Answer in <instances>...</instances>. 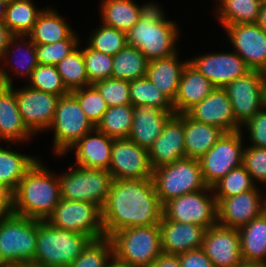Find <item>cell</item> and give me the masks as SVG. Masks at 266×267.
Instances as JSON below:
<instances>
[{
  "instance_id": "60d3db41",
  "label": "cell",
  "mask_w": 266,
  "mask_h": 267,
  "mask_svg": "<svg viewBox=\"0 0 266 267\" xmlns=\"http://www.w3.org/2000/svg\"><path fill=\"white\" fill-rule=\"evenodd\" d=\"M27 82V86L38 91L58 96L70 93L64 85L56 65L39 64L33 70L31 78Z\"/></svg>"
},
{
  "instance_id": "7a4b0ae2",
  "label": "cell",
  "mask_w": 266,
  "mask_h": 267,
  "mask_svg": "<svg viewBox=\"0 0 266 267\" xmlns=\"http://www.w3.org/2000/svg\"><path fill=\"white\" fill-rule=\"evenodd\" d=\"M41 160L26 172L12 193V213L37 220H46L61 200L58 174Z\"/></svg>"
},
{
  "instance_id": "7402d4cb",
  "label": "cell",
  "mask_w": 266,
  "mask_h": 267,
  "mask_svg": "<svg viewBox=\"0 0 266 267\" xmlns=\"http://www.w3.org/2000/svg\"><path fill=\"white\" fill-rule=\"evenodd\" d=\"M161 248L164 254L178 255L202 247L207 228L197 224L160 220Z\"/></svg>"
},
{
  "instance_id": "7bdbcfd3",
  "label": "cell",
  "mask_w": 266,
  "mask_h": 267,
  "mask_svg": "<svg viewBox=\"0 0 266 267\" xmlns=\"http://www.w3.org/2000/svg\"><path fill=\"white\" fill-rule=\"evenodd\" d=\"M113 255L109 237L92 240L69 267H105Z\"/></svg>"
},
{
  "instance_id": "277c9868",
  "label": "cell",
  "mask_w": 266,
  "mask_h": 267,
  "mask_svg": "<svg viewBox=\"0 0 266 267\" xmlns=\"http://www.w3.org/2000/svg\"><path fill=\"white\" fill-rule=\"evenodd\" d=\"M36 253L32 261L39 267H69L93 240L88 235L56 228L36 219Z\"/></svg>"
},
{
  "instance_id": "8992f818",
  "label": "cell",
  "mask_w": 266,
  "mask_h": 267,
  "mask_svg": "<svg viewBox=\"0 0 266 267\" xmlns=\"http://www.w3.org/2000/svg\"><path fill=\"white\" fill-rule=\"evenodd\" d=\"M61 199L85 201L103 208L112 186L111 173L103 169L83 168L78 165L69 167L58 175Z\"/></svg>"
},
{
  "instance_id": "e575fe53",
  "label": "cell",
  "mask_w": 266,
  "mask_h": 267,
  "mask_svg": "<svg viewBox=\"0 0 266 267\" xmlns=\"http://www.w3.org/2000/svg\"><path fill=\"white\" fill-rule=\"evenodd\" d=\"M148 60L136 47L126 45L115 56L112 62V78L132 81L147 74Z\"/></svg>"
},
{
  "instance_id": "4dcf8cb0",
  "label": "cell",
  "mask_w": 266,
  "mask_h": 267,
  "mask_svg": "<svg viewBox=\"0 0 266 267\" xmlns=\"http://www.w3.org/2000/svg\"><path fill=\"white\" fill-rule=\"evenodd\" d=\"M100 4L102 24L126 33L152 3L139 5L133 0H102Z\"/></svg>"
},
{
  "instance_id": "c3c4849f",
  "label": "cell",
  "mask_w": 266,
  "mask_h": 267,
  "mask_svg": "<svg viewBox=\"0 0 266 267\" xmlns=\"http://www.w3.org/2000/svg\"><path fill=\"white\" fill-rule=\"evenodd\" d=\"M243 166L251 175L253 182L264 183L266 186V148L249 146L243 151Z\"/></svg>"
},
{
  "instance_id": "11a10c76",
  "label": "cell",
  "mask_w": 266,
  "mask_h": 267,
  "mask_svg": "<svg viewBox=\"0 0 266 267\" xmlns=\"http://www.w3.org/2000/svg\"><path fill=\"white\" fill-rule=\"evenodd\" d=\"M105 267H134L131 264L118 259L114 254L108 260Z\"/></svg>"
},
{
  "instance_id": "f907efd6",
  "label": "cell",
  "mask_w": 266,
  "mask_h": 267,
  "mask_svg": "<svg viewBox=\"0 0 266 267\" xmlns=\"http://www.w3.org/2000/svg\"><path fill=\"white\" fill-rule=\"evenodd\" d=\"M178 258L182 267H215L201 248L178 254Z\"/></svg>"
},
{
  "instance_id": "d4e9b609",
  "label": "cell",
  "mask_w": 266,
  "mask_h": 267,
  "mask_svg": "<svg viewBox=\"0 0 266 267\" xmlns=\"http://www.w3.org/2000/svg\"><path fill=\"white\" fill-rule=\"evenodd\" d=\"M32 136L34 135L23 123L14 87L0 84V141L12 145L29 141Z\"/></svg>"
},
{
  "instance_id": "8fae6325",
  "label": "cell",
  "mask_w": 266,
  "mask_h": 267,
  "mask_svg": "<svg viewBox=\"0 0 266 267\" xmlns=\"http://www.w3.org/2000/svg\"><path fill=\"white\" fill-rule=\"evenodd\" d=\"M46 221L56 228L88 235L93 240L105 237L102 208L94 203L61 199Z\"/></svg>"
},
{
  "instance_id": "681fc988",
  "label": "cell",
  "mask_w": 266,
  "mask_h": 267,
  "mask_svg": "<svg viewBox=\"0 0 266 267\" xmlns=\"http://www.w3.org/2000/svg\"><path fill=\"white\" fill-rule=\"evenodd\" d=\"M248 131L250 143L257 148H266V107L264 106L243 126ZM248 129V130H247Z\"/></svg>"
},
{
  "instance_id": "f35d334b",
  "label": "cell",
  "mask_w": 266,
  "mask_h": 267,
  "mask_svg": "<svg viewBox=\"0 0 266 267\" xmlns=\"http://www.w3.org/2000/svg\"><path fill=\"white\" fill-rule=\"evenodd\" d=\"M56 67L64 85L70 92L91 85L86 73L83 48L80 49L78 46L56 64Z\"/></svg>"
},
{
  "instance_id": "ee69618b",
  "label": "cell",
  "mask_w": 266,
  "mask_h": 267,
  "mask_svg": "<svg viewBox=\"0 0 266 267\" xmlns=\"http://www.w3.org/2000/svg\"><path fill=\"white\" fill-rule=\"evenodd\" d=\"M81 105L87 118L94 126L101 120L103 114L108 110L106 101L96 87L91 84L83 88L71 91Z\"/></svg>"
},
{
  "instance_id": "484cf974",
  "label": "cell",
  "mask_w": 266,
  "mask_h": 267,
  "mask_svg": "<svg viewBox=\"0 0 266 267\" xmlns=\"http://www.w3.org/2000/svg\"><path fill=\"white\" fill-rule=\"evenodd\" d=\"M174 114L175 111H164L156 107H134L133 122L128 138L140 147L148 149Z\"/></svg>"
},
{
  "instance_id": "816d5d0a",
  "label": "cell",
  "mask_w": 266,
  "mask_h": 267,
  "mask_svg": "<svg viewBox=\"0 0 266 267\" xmlns=\"http://www.w3.org/2000/svg\"><path fill=\"white\" fill-rule=\"evenodd\" d=\"M149 267H182L178 255L162 253Z\"/></svg>"
},
{
  "instance_id": "9f6ffc18",
  "label": "cell",
  "mask_w": 266,
  "mask_h": 267,
  "mask_svg": "<svg viewBox=\"0 0 266 267\" xmlns=\"http://www.w3.org/2000/svg\"><path fill=\"white\" fill-rule=\"evenodd\" d=\"M256 24L266 32V4H262Z\"/></svg>"
},
{
  "instance_id": "52a82bcc",
  "label": "cell",
  "mask_w": 266,
  "mask_h": 267,
  "mask_svg": "<svg viewBox=\"0 0 266 267\" xmlns=\"http://www.w3.org/2000/svg\"><path fill=\"white\" fill-rule=\"evenodd\" d=\"M152 179L162 205L170 199L208 187L199 160L191 158H183L153 169Z\"/></svg>"
},
{
  "instance_id": "4fadbf2b",
  "label": "cell",
  "mask_w": 266,
  "mask_h": 267,
  "mask_svg": "<svg viewBox=\"0 0 266 267\" xmlns=\"http://www.w3.org/2000/svg\"><path fill=\"white\" fill-rule=\"evenodd\" d=\"M265 86L266 74L251 70L223 87L230 99L235 121L240 126L265 106Z\"/></svg>"
},
{
  "instance_id": "f6af8a7d",
  "label": "cell",
  "mask_w": 266,
  "mask_h": 267,
  "mask_svg": "<svg viewBox=\"0 0 266 267\" xmlns=\"http://www.w3.org/2000/svg\"><path fill=\"white\" fill-rule=\"evenodd\" d=\"M79 37L74 32L69 38L52 44H36L38 64L56 65L64 57L74 51L80 44Z\"/></svg>"
},
{
  "instance_id": "30bf717a",
  "label": "cell",
  "mask_w": 266,
  "mask_h": 267,
  "mask_svg": "<svg viewBox=\"0 0 266 267\" xmlns=\"http://www.w3.org/2000/svg\"><path fill=\"white\" fill-rule=\"evenodd\" d=\"M163 216L170 221L210 228L218 224L217 200L212 187L183 194L163 205Z\"/></svg>"
},
{
  "instance_id": "44dd1931",
  "label": "cell",
  "mask_w": 266,
  "mask_h": 267,
  "mask_svg": "<svg viewBox=\"0 0 266 267\" xmlns=\"http://www.w3.org/2000/svg\"><path fill=\"white\" fill-rule=\"evenodd\" d=\"M187 114L194 120L221 128L225 132H235L243 128L235 121L232 105L223 87H215L201 102Z\"/></svg>"
},
{
  "instance_id": "f5cc1de1",
  "label": "cell",
  "mask_w": 266,
  "mask_h": 267,
  "mask_svg": "<svg viewBox=\"0 0 266 267\" xmlns=\"http://www.w3.org/2000/svg\"><path fill=\"white\" fill-rule=\"evenodd\" d=\"M12 213V195H0V224Z\"/></svg>"
},
{
  "instance_id": "d6986e66",
  "label": "cell",
  "mask_w": 266,
  "mask_h": 267,
  "mask_svg": "<svg viewBox=\"0 0 266 267\" xmlns=\"http://www.w3.org/2000/svg\"><path fill=\"white\" fill-rule=\"evenodd\" d=\"M201 249L215 267H237L243 263L238 229L219 224L208 228Z\"/></svg>"
},
{
  "instance_id": "8d00e7d4",
  "label": "cell",
  "mask_w": 266,
  "mask_h": 267,
  "mask_svg": "<svg viewBox=\"0 0 266 267\" xmlns=\"http://www.w3.org/2000/svg\"><path fill=\"white\" fill-rule=\"evenodd\" d=\"M129 94L133 107L146 106L174 111L172 101L147 76L129 81Z\"/></svg>"
},
{
  "instance_id": "1f68e13d",
  "label": "cell",
  "mask_w": 266,
  "mask_h": 267,
  "mask_svg": "<svg viewBox=\"0 0 266 267\" xmlns=\"http://www.w3.org/2000/svg\"><path fill=\"white\" fill-rule=\"evenodd\" d=\"M74 32L57 10L45 7L28 36L35 44H52L69 38Z\"/></svg>"
},
{
  "instance_id": "ac0fdd59",
  "label": "cell",
  "mask_w": 266,
  "mask_h": 267,
  "mask_svg": "<svg viewBox=\"0 0 266 267\" xmlns=\"http://www.w3.org/2000/svg\"><path fill=\"white\" fill-rule=\"evenodd\" d=\"M215 87H224L251 69L236 52L207 53L188 59Z\"/></svg>"
},
{
  "instance_id": "91938a15",
  "label": "cell",
  "mask_w": 266,
  "mask_h": 267,
  "mask_svg": "<svg viewBox=\"0 0 266 267\" xmlns=\"http://www.w3.org/2000/svg\"><path fill=\"white\" fill-rule=\"evenodd\" d=\"M237 267H260V266L248 264V263H242L241 265H239Z\"/></svg>"
},
{
  "instance_id": "2e32d148",
  "label": "cell",
  "mask_w": 266,
  "mask_h": 267,
  "mask_svg": "<svg viewBox=\"0 0 266 267\" xmlns=\"http://www.w3.org/2000/svg\"><path fill=\"white\" fill-rule=\"evenodd\" d=\"M224 30L248 67L266 74V32L256 23L229 25Z\"/></svg>"
},
{
  "instance_id": "9c48e42d",
  "label": "cell",
  "mask_w": 266,
  "mask_h": 267,
  "mask_svg": "<svg viewBox=\"0 0 266 267\" xmlns=\"http://www.w3.org/2000/svg\"><path fill=\"white\" fill-rule=\"evenodd\" d=\"M36 243V219L11 213L0 224V253L6 264H32Z\"/></svg>"
},
{
  "instance_id": "9a60e30c",
  "label": "cell",
  "mask_w": 266,
  "mask_h": 267,
  "mask_svg": "<svg viewBox=\"0 0 266 267\" xmlns=\"http://www.w3.org/2000/svg\"><path fill=\"white\" fill-rule=\"evenodd\" d=\"M113 179L152 178L148 149L140 147L129 138L114 139L108 170Z\"/></svg>"
},
{
  "instance_id": "680465c9",
  "label": "cell",
  "mask_w": 266,
  "mask_h": 267,
  "mask_svg": "<svg viewBox=\"0 0 266 267\" xmlns=\"http://www.w3.org/2000/svg\"><path fill=\"white\" fill-rule=\"evenodd\" d=\"M3 267H28V264H5Z\"/></svg>"
},
{
  "instance_id": "bcb514c9",
  "label": "cell",
  "mask_w": 266,
  "mask_h": 267,
  "mask_svg": "<svg viewBox=\"0 0 266 267\" xmlns=\"http://www.w3.org/2000/svg\"><path fill=\"white\" fill-rule=\"evenodd\" d=\"M83 58L90 84L112 78L113 56L86 46L83 48Z\"/></svg>"
},
{
  "instance_id": "4316f807",
  "label": "cell",
  "mask_w": 266,
  "mask_h": 267,
  "mask_svg": "<svg viewBox=\"0 0 266 267\" xmlns=\"http://www.w3.org/2000/svg\"><path fill=\"white\" fill-rule=\"evenodd\" d=\"M215 86L189 62L186 64L172 102L175 114H185L203 101Z\"/></svg>"
},
{
  "instance_id": "03108f58",
  "label": "cell",
  "mask_w": 266,
  "mask_h": 267,
  "mask_svg": "<svg viewBox=\"0 0 266 267\" xmlns=\"http://www.w3.org/2000/svg\"><path fill=\"white\" fill-rule=\"evenodd\" d=\"M28 267H39V266H36V265H33V264H28Z\"/></svg>"
},
{
  "instance_id": "5b68a950",
  "label": "cell",
  "mask_w": 266,
  "mask_h": 267,
  "mask_svg": "<svg viewBox=\"0 0 266 267\" xmlns=\"http://www.w3.org/2000/svg\"><path fill=\"white\" fill-rule=\"evenodd\" d=\"M109 238L113 254L134 267H149L163 253L159 224L125 228Z\"/></svg>"
},
{
  "instance_id": "5bb4252c",
  "label": "cell",
  "mask_w": 266,
  "mask_h": 267,
  "mask_svg": "<svg viewBox=\"0 0 266 267\" xmlns=\"http://www.w3.org/2000/svg\"><path fill=\"white\" fill-rule=\"evenodd\" d=\"M14 90L19 112L28 130L33 135L44 130L48 131L60 96L38 91L27 85Z\"/></svg>"
},
{
  "instance_id": "ba28073f",
  "label": "cell",
  "mask_w": 266,
  "mask_h": 267,
  "mask_svg": "<svg viewBox=\"0 0 266 267\" xmlns=\"http://www.w3.org/2000/svg\"><path fill=\"white\" fill-rule=\"evenodd\" d=\"M53 130V151L56 156L67 154L68 149L85 134L95 129L76 97L70 92L60 96L55 116L50 126Z\"/></svg>"
},
{
  "instance_id": "d6a6232c",
  "label": "cell",
  "mask_w": 266,
  "mask_h": 267,
  "mask_svg": "<svg viewBox=\"0 0 266 267\" xmlns=\"http://www.w3.org/2000/svg\"><path fill=\"white\" fill-rule=\"evenodd\" d=\"M38 158L0 147V185L13 193Z\"/></svg>"
},
{
  "instance_id": "b9f144b4",
  "label": "cell",
  "mask_w": 266,
  "mask_h": 267,
  "mask_svg": "<svg viewBox=\"0 0 266 267\" xmlns=\"http://www.w3.org/2000/svg\"><path fill=\"white\" fill-rule=\"evenodd\" d=\"M86 45L96 51L115 56L127 45L126 35L125 32L102 24L96 30H92Z\"/></svg>"
},
{
  "instance_id": "7dc6e473",
  "label": "cell",
  "mask_w": 266,
  "mask_h": 267,
  "mask_svg": "<svg viewBox=\"0 0 266 267\" xmlns=\"http://www.w3.org/2000/svg\"><path fill=\"white\" fill-rule=\"evenodd\" d=\"M108 107L131 104L129 81L107 78L93 84Z\"/></svg>"
},
{
  "instance_id": "f546056e",
  "label": "cell",
  "mask_w": 266,
  "mask_h": 267,
  "mask_svg": "<svg viewBox=\"0 0 266 267\" xmlns=\"http://www.w3.org/2000/svg\"><path fill=\"white\" fill-rule=\"evenodd\" d=\"M185 158L199 160L225 133L221 128L208 125L183 114Z\"/></svg>"
},
{
  "instance_id": "94428289",
  "label": "cell",
  "mask_w": 266,
  "mask_h": 267,
  "mask_svg": "<svg viewBox=\"0 0 266 267\" xmlns=\"http://www.w3.org/2000/svg\"><path fill=\"white\" fill-rule=\"evenodd\" d=\"M0 195H12L11 193L5 191L3 187L0 185Z\"/></svg>"
},
{
  "instance_id": "d590c367",
  "label": "cell",
  "mask_w": 266,
  "mask_h": 267,
  "mask_svg": "<svg viewBox=\"0 0 266 267\" xmlns=\"http://www.w3.org/2000/svg\"><path fill=\"white\" fill-rule=\"evenodd\" d=\"M43 9L35 7L32 0H12L7 4L3 23L12 35H28Z\"/></svg>"
},
{
  "instance_id": "6f0895ef",
  "label": "cell",
  "mask_w": 266,
  "mask_h": 267,
  "mask_svg": "<svg viewBox=\"0 0 266 267\" xmlns=\"http://www.w3.org/2000/svg\"><path fill=\"white\" fill-rule=\"evenodd\" d=\"M7 3L0 0V22L4 21Z\"/></svg>"
},
{
  "instance_id": "be15d7a7",
  "label": "cell",
  "mask_w": 266,
  "mask_h": 267,
  "mask_svg": "<svg viewBox=\"0 0 266 267\" xmlns=\"http://www.w3.org/2000/svg\"><path fill=\"white\" fill-rule=\"evenodd\" d=\"M264 105L266 107V86H265V99H264Z\"/></svg>"
},
{
  "instance_id": "e0dca14e",
  "label": "cell",
  "mask_w": 266,
  "mask_h": 267,
  "mask_svg": "<svg viewBox=\"0 0 266 267\" xmlns=\"http://www.w3.org/2000/svg\"><path fill=\"white\" fill-rule=\"evenodd\" d=\"M259 188L248 190L232 197L217 200L218 224L239 229L266 210Z\"/></svg>"
},
{
  "instance_id": "74e56055",
  "label": "cell",
  "mask_w": 266,
  "mask_h": 267,
  "mask_svg": "<svg viewBox=\"0 0 266 267\" xmlns=\"http://www.w3.org/2000/svg\"><path fill=\"white\" fill-rule=\"evenodd\" d=\"M134 115L131 104L108 107L95 128L114 139L128 138Z\"/></svg>"
},
{
  "instance_id": "db71d44e",
  "label": "cell",
  "mask_w": 266,
  "mask_h": 267,
  "mask_svg": "<svg viewBox=\"0 0 266 267\" xmlns=\"http://www.w3.org/2000/svg\"><path fill=\"white\" fill-rule=\"evenodd\" d=\"M11 36L12 34L7 26L3 22H0V61L4 57Z\"/></svg>"
},
{
  "instance_id": "6125c7cd",
  "label": "cell",
  "mask_w": 266,
  "mask_h": 267,
  "mask_svg": "<svg viewBox=\"0 0 266 267\" xmlns=\"http://www.w3.org/2000/svg\"><path fill=\"white\" fill-rule=\"evenodd\" d=\"M6 263L2 260L1 253H0V267H3Z\"/></svg>"
},
{
  "instance_id": "83f0119b",
  "label": "cell",
  "mask_w": 266,
  "mask_h": 267,
  "mask_svg": "<svg viewBox=\"0 0 266 267\" xmlns=\"http://www.w3.org/2000/svg\"><path fill=\"white\" fill-rule=\"evenodd\" d=\"M238 232L243 263L266 267V210Z\"/></svg>"
},
{
  "instance_id": "6da1fadb",
  "label": "cell",
  "mask_w": 266,
  "mask_h": 267,
  "mask_svg": "<svg viewBox=\"0 0 266 267\" xmlns=\"http://www.w3.org/2000/svg\"><path fill=\"white\" fill-rule=\"evenodd\" d=\"M162 216L152 178L113 180L102 208L105 237L129 227L157 225Z\"/></svg>"
},
{
  "instance_id": "ffe728a7",
  "label": "cell",
  "mask_w": 266,
  "mask_h": 267,
  "mask_svg": "<svg viewBox=\"0 0 266 267\" xmlns=\"http://www.w3.org/2000/svg\"><path fill=\"white\" fill-rule=\"evenodd\" d=\"M152 169L185 158L183 114H174L165 124L161 134L148 148Z\"/></svg>"
},
{
  "instance_id": "cb8c5ba5",
  "label": "cell",
  "mask_w": 266,
  "mask_h": 267,
  "mask_svg": "<svg viewBox=\"0 0 266 267\" xmlns=\"http://www.w3.org/2000/svg\"><path fill=\"white\" fill-rule=\"evenodd\" d=\"M113 142L114 138L108 137L95 128L71 146L67 152L75 150V165L108 171Z\"/></svg>"
},
{
  "instance_id": "e7e4bbea",
  "label": "cell",
  "mask_w": 266,
  "mask_h": 267,
  "mask_svg": "<svg viewBox=\"0 0 266 267\" xmlns=\"http://www.w3.org/2000/svg\"><path fill=\"white\" fill-rule=\"evenodd\" d=\"M1 1H3V2L9 4L12 0H1Z\"/></svg>"
},
{
  "instance_id": "3957f363",
  "label": "cell",
  "mask_w": 266,
  "mask_h": 267,
  "mask_svg": "<svg viewBox=\"0 0 266 267\" xmlns=\"http://www.w3.org/2000/svg\"><path fill=\"white\" fill-rule=\"evenodd\" d=\"M179 25L166 19L163 8L152 2L137 23L125 33L127 45L138 48L148 61L178 53Z\"/></svg>"
},
{
  "instance_id": "7c38bea8",
  "label": "cell",
  "mask_w": 266,
  "mask_h": 267,
  "mask_svg": "<svg viewBox=\"0 0 266 267\" xmlns=\"http://www.w3.org/2000/svg\"><path fill=\"white\" fill-rule=\"evenodd\" d=\"M243 131L225 132L199 159L205 183L212 187L232 169L243 165Z\"/></svg>"
},
{
  "instance_id": "ab89813d",
  "label": "cell",
  "mask_w": 266,
  "mask_h": 267,
  "mask_svg": "<svg viewBox=\"0 0 266 267\" xmlns=\"http://www.w3.org/2000/svg\"><path fill=\"white\" fill-rule=\"evenodd\" d=\"M258 185L253 182L251 175L245 167L241 165L232 169L228 174L216 182L213 186V192L216 199H224L237 194L254 190Z\"/></svg>"
},
{
  "instance_id": "003e7915",
  "label": "cell",
  "mask_w": 266,
  "mask_h": 267,
  "mask_svg": "<svg viewBox=\"0 0 266 267\" xmlns=\"http://www.w3.org/2000/svg\"><path fill=\"white\" fill-rule=\"evenodd\" d=\"M262 4H266V0H261Z\"/></svg>"
},
{
  "instance_id": "f1b7e54d",
  "label": "cell",
  "mask_w": 266,
  "mask_h": 267,
  "mask_svg": "<svg viewBox=\"0 0 266 267\" xmlns=\"http://www.w3.org/2000/svg\"><path fill=\"white\" fill-rule=\"evenodd\" d=\"M179 54L148 61L146 76L172 102L174 101L182 72L189 60L180 61Z\"/></svg>"
},
{
  "instance_id": "603a6c76",
  "label": "cell",
  "mask_w": 266,
  "mask_h": 267,
  "mask_svg": "<svg viewBox=\"0 0 266 267\" xmlns=\"http://www.w3.org/2000/svg\"><path fill=\"white\" fill-rule=\"evenodd\" d=\"M19 50L20 51L23 50V52L21 53ZM15 51L16 52L19 51V53L22 54L21 58H19L20 56H15L17 55L15 54ZM11 52H13L12 55H11ZM14 56H15L14 60L10 59V57L12 58ZM13 61H17V62H13ZM4 62L6 63V65L8 66L10 65V68H7V69H10L8 71H12L11 73L14 72L13 74L17 76L19 75L20 77L24 76L22 78L26 77L25 80L28 81L31 78L33 70L39 65L37 56H36V44L30 39L28 35H12L11 36L8 46L5 50L4 57L0 61V84L4 86H13V83L10 77L11 75H9L10 73L7 71V69H5ZM13 63L15 64V66Z\"/></svg>"
},
{
  "instance_id": "836d02e7",
  "label": "cell",
  "mask_w": 266,
  "mask_h": 267,
  "mask_svg": "<svg viewBox=\"0 0 266 267\" xmlns=\"http://www.w3.org/2000/svg\"><path fill=\"white\" fill-rule=\"evenodd\" d=\"M217 20L225 28L229 25L256 23L261 0H217Z\"/></svg>"
}]
</instances>
